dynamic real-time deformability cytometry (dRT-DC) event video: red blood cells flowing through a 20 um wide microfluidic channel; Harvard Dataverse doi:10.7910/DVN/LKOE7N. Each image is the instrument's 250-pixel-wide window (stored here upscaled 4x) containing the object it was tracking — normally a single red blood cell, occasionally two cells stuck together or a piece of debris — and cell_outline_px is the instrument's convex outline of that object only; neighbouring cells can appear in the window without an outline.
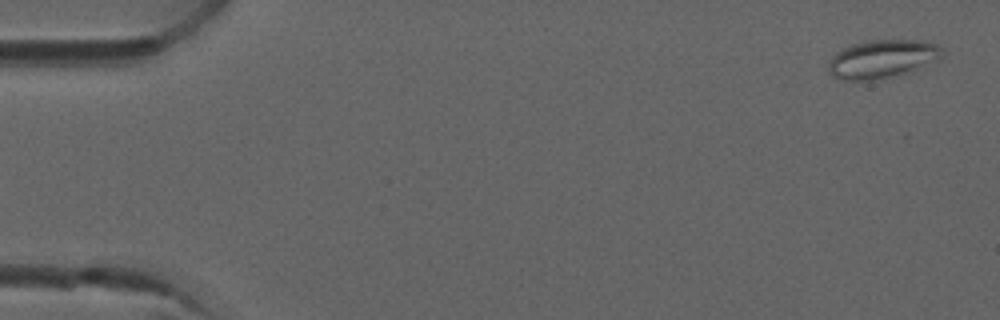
{"species": "common noctule bat (a hibernating species)", "species_latin": "Nyctalus noctula", "temperature_condition": "room temperature", "stored_images_in_passage": 4, "camera_frame_rate_fps": 3000, "um_per_image_px": 0.085, "animal": {"sex": "male", "forearm_length_mm": 52.5}, "frame": {"image": 1, "passage_image": 1, "time_ms": 0.0, "image_size_px": [1000, 320], "cell_outline_px": [[944, 56], [940, 60], [908, 72], [872, 80], [844, 80], [832, 76], [828, 72], [828, 60], [840, 48], [852, 44], [868, 40], [924, 40], [936, 44], [944, 48]], "centroid_in_image_um": [75.0, 4.99], "position_along_channel_um": 10.0, "area_um2": 25.78}}